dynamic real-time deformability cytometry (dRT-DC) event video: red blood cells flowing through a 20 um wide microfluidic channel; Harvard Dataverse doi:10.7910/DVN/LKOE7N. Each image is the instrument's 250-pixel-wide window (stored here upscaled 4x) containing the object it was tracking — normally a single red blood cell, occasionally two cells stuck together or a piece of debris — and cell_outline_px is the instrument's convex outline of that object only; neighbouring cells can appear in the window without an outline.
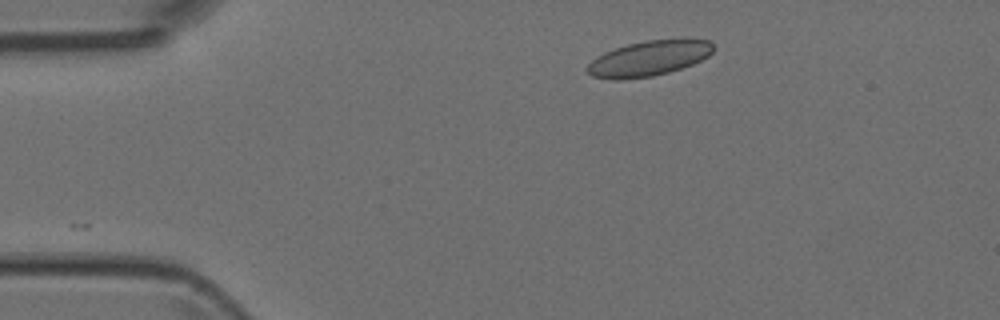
{"species": "Egyptian fruit bat (a non-hibernating species)", "species_latin": "Rousettus aegyptiacus", "temperature_condition": "room temperature", "stored_images_in_passage": 28, "camera_frame_rate_fps": 3000, "um_per_image_px": 0.085, "animal": {"sex": "female"}, "frame": {"image": 1, "passage_image": 1, "time_ms": 0.0, "image_size_px": [1000, 320], "cell_outline_px": [[716, 48], [708, 56], [692, 64], [668, 72], [652, 76], [620, 80], [616, 80], [592, 76], [588, 72], [588, 64], [596, 56], [604, 52], [628, 44], [644, 40], [712, 40]], "centroid_in_image_um": [55.15, 4.96], "position_along_channel_um": 29.9, "area_um2": 25.61}}
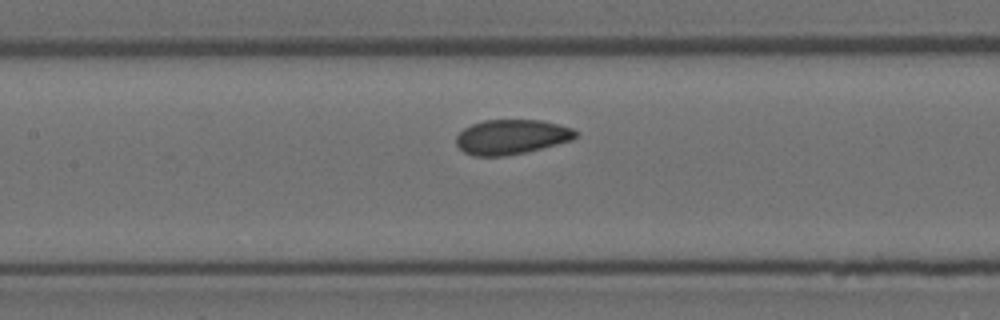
{"frame": {"image": 2, "passage_image": 15, "time_ms": 4.667, "image_size_px": [1000, 320], "cell_outline_px": [[576, 136], [572, 140], [524, 152], [504, 156], [472, 156], [464, 152], [456, 144], [456, 136], [464, 128], [472, 124], [484, 120], [540, 120], [572, 128], [576, 132]], "centroid_in_image_um": [43.43, 11.64], "position_along_channel_um": 164.0, "area_um2": 23.93}}
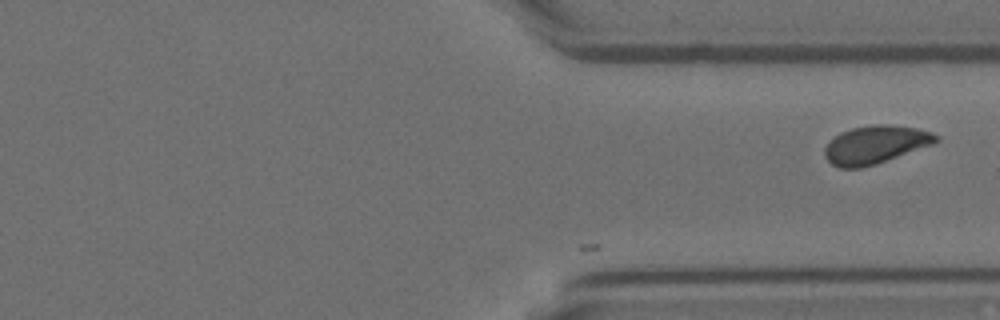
{"frame": {"image": 3, "passage_image": 28, "time_ms": 9.0, "image_size_px": [1000, 320], "cell_outline_px": [[940, 140], [932, 144], [876, 164], [860, 168], [840, 168], [832, 164], [824, 156], [824, 148], [828, 140], [840, 132], [852, 128], [872, 124], [892, 124], [916, 128], [932, 132], [940, 136]], "centroid_in_image_um": [74.38, 12.28], "position_along_channel_um": 337.0, "area_um2": 24.85}}